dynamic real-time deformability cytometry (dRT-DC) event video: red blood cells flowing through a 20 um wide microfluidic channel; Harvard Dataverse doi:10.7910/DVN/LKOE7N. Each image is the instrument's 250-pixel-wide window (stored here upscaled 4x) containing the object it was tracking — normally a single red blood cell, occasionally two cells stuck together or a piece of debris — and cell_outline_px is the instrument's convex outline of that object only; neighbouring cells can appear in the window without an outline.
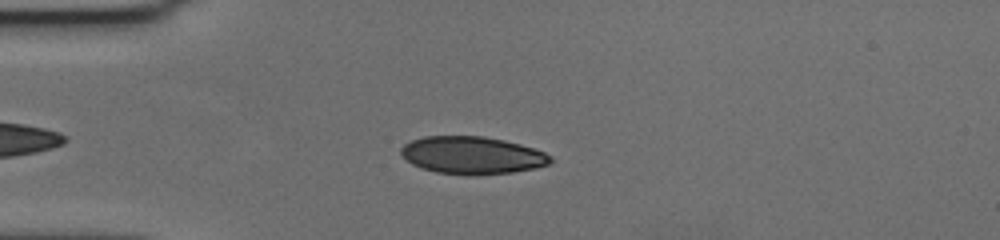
{"species": "human", "species_latin": "Homo sapiens", "temperature_condition": "cold", "stored_images_in_passage": 49, "camera_frame_rate_fps": 3000, "um_per_image_px": 0.085, "donor": {"sex": "female"}, "frame": {"image": 1, "passage_image": 8, "time_ms": 2.333, "image_size_px": [1000, 240], "cell_outline_px": [[552, 160], [548, 164], [536, 168], [512, 172], [476, 176], [468, 176], [436, 172], [420, 168], [412, 164], [400, 156], [400, 148], [404, 144], [412, 140], [424, 136], [484, 136], [504, 140], [520, 144], [544, 152], [552, 156]], "centroid_in_image_um": [40.1, 13.21], "position_along_channel_um": 44.9, "area_um2": 33.06}}
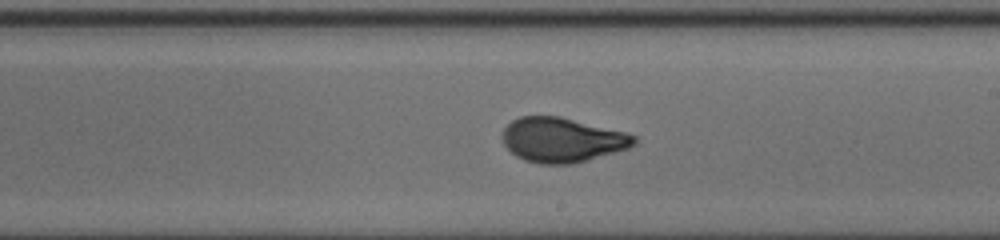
{"frame": {"image": 2, "passage_image": 26, "time_ms": 8.333, "image_size_px": [1000, 240], "cell_outline_px": [[636, 144], [628, 148], [588, 160], [572, 164], [540, 164], [524, 160], [516, 156], [504, 144], [504, 128], [512, 120], [520, 116], [560, 116], [624, 132], [636, 136]], "centroid_in_image_um": [47.78, 11.89], "position_along_channel_um": 241.2, "area_um2": 33.99}}
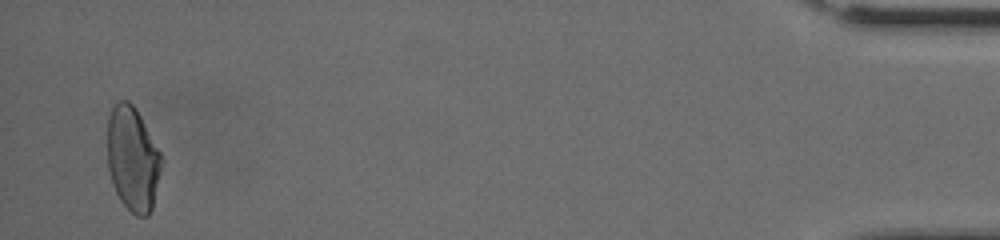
{"frame": {"image": 3, "passage_image": 48, "time_ms": 15.667, "image_size_px": [1000, 240], "cell_outline_px": [[164, 160], [152, 208], [148, 216], [136, 216], [120, 200], [112, 184], [108, 168], [108, 116], [112, 104], [116, 100], [128, 100], [136, 108], [160, 152]], "centroid_in_image_um": [11.28, 13.48], "position_along_channel_um": 423.9, "area_um2": 33.18}, "authors_computed_cell_mechanics": {"area_um2": 33.1772, "velocity_mm_per_s": 3.6425, "shape_relaxation_time_tau1_ms": 5.2533, "shape_relaxation_time_tau2_ms": null, "deformation_change_tau1": 0.1824, "deformation_change_tau2": null}}